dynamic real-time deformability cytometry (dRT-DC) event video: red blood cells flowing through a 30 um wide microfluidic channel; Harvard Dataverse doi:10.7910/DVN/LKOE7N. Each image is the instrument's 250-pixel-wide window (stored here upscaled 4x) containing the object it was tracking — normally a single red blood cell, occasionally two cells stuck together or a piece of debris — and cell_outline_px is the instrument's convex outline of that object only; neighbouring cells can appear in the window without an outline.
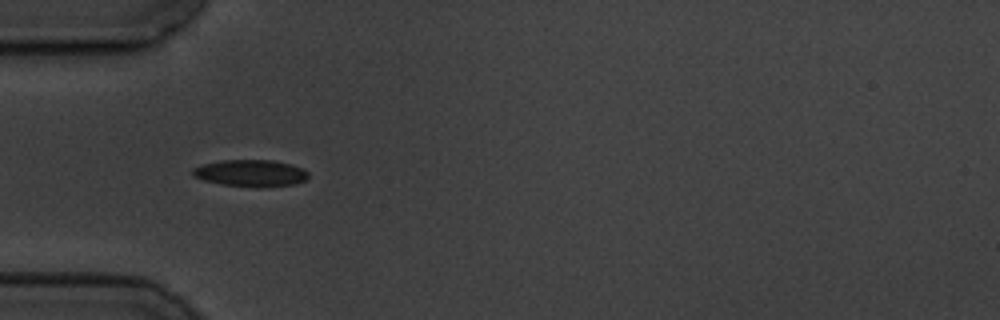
{"species": "common noctule bat (a hibernating species)", "species_latin": "Nyctalus noctula", "temperature_condition": "cold", "stored_images_in_passage": 8, "camera_frame_rate_fps": 3000, "um_per_image_px": 0.085, "animal": {"sex": "male", "body_mass_g": 19.5, "forearm_length_mm": 54.6}, "frame": {"image": 1, "passage_image": 5, "time_ms": 4.667, "image_size_px": [1000, 320], "cell_outline_px": [[308, 176], [304, 180], [296, 184], [260, 188], [224, 184], [204, 180], [196, 176], [192, 172], [192, 168], [204, 164], [224, 160], [272, 160], [292, 164], [304, 168], [308, 172]], "centroid_in_image_um": [21.38, 14.72], "position_along_channel_um": 63.6, "area_um2": 18.03}}
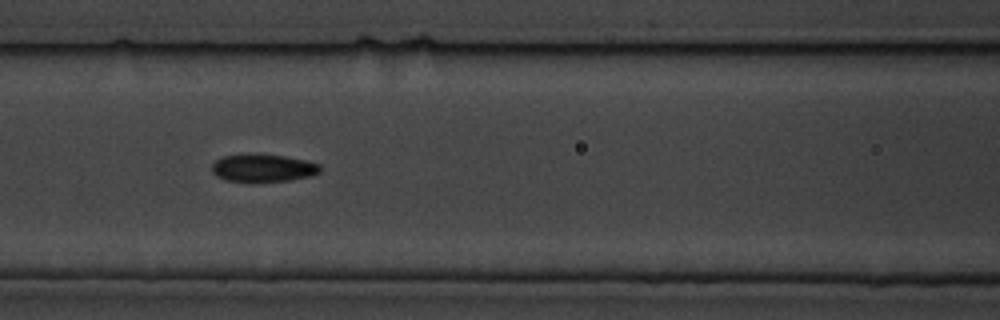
{"frame": {"image": 2, "passage_image": 7, "time_ms": 7.0, "image_size_px": [1000, 320], "cell_outline_px": [[320, 172], [312, 176], [288, 180], [252, 184], [224, 180], [216, 176], [212, 172], [212, 164], [216, 160], [224, 156], [248, 152], [252, 152], [284, 156], [304, 160], [320, 164]], "centroid_in_image_um": [22.3, 14.29], "position_along_channel_um": 144.3, "area_um2": 18.32}}
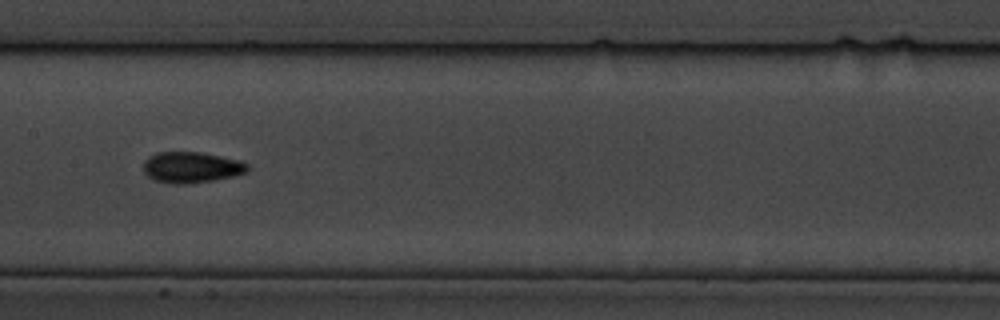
{"frame": {"image": 3, "passage_image": 8, "time_ms": 8.333, "image_size_px": [1000, 320], "cell_outline_px": [[248, 172], [232, 176], [212, 180], [184, 184], [172, 184], [156, 180], [148, 176], [144, 172], [144, 160], [148, 156], [156, 152], [200, 152], [240, 160], [248, 164]], "centroid_in_image_um": [16.26, 14.21], "position_along_channel_um": 191.1, "area_um2": 18.73}}